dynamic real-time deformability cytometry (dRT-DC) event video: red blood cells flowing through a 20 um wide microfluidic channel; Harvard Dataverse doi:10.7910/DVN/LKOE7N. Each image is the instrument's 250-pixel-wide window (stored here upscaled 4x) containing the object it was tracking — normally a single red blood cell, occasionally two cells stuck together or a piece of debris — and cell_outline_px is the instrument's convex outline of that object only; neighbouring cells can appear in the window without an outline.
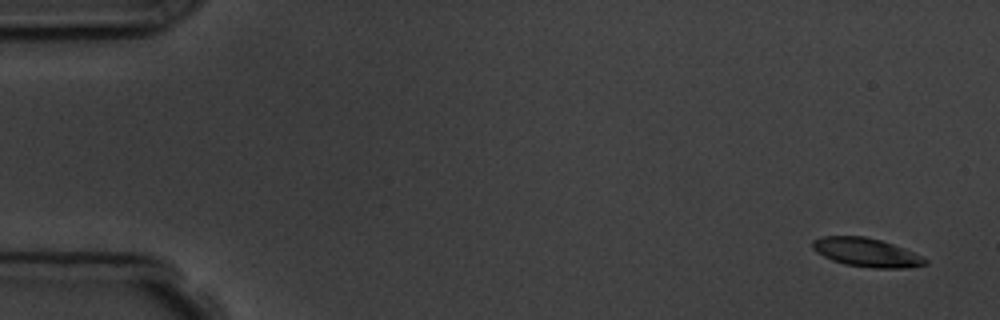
{"species": "common noctule bat (a hibernating species)", "species_latin": "Nyctalus noctula", "temperature_condition": "room temperature", "stored_images_in_passage": 4, "camera_frame_rate_fps": 3000, "um_per_image_px": 0.085, "animal": {"sex": "male", "body_mass_g": 19.5, "forearm_length_mm": 54.6}, "frame": {"image": 1, "passage_image": 1, "time_ms": 0.0, "image_size_px": [1000, 320], "cell_outline_px": [[928, 264], [904, 268], [876, 268], [844, 264], [832, 260], [816, 252], [812, 248], [812, 240], [820, 236], [864, 236], [880, 240], [904, 248], [924, 256], [928, 260]], "centroid_in_image_um": [73.65, 21.45], "position_along_channel_um": 11.3, "area_um2": 18.9}}